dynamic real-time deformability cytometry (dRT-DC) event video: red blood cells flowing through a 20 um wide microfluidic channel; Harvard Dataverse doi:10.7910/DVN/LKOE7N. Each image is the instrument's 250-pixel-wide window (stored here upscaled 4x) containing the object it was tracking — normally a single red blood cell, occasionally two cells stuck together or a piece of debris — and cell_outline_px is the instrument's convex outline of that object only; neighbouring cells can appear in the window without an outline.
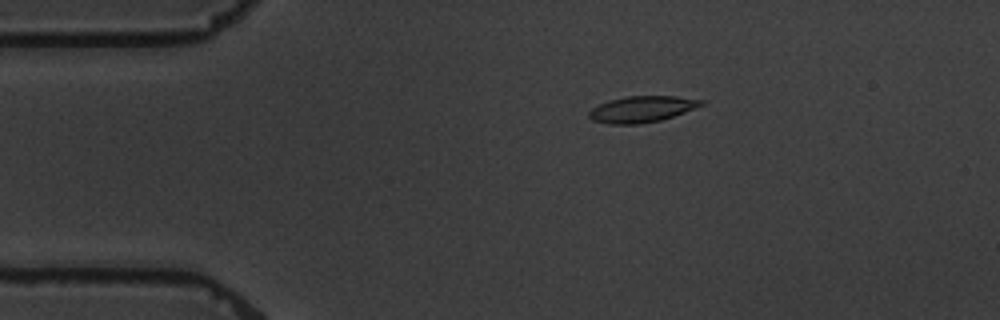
{"species": "common noctule bat (a hibernating species)", "species_latin": "Nyctalus noctula", "temperature_condition": "warm", "stored_images_in_passage": 2, "camera_frame_rate_fps": 3000, "um_per_image_px": 0.085, "animal": {"sex": "male", "body_mass_g": 19.5, "forearm_length_mm": 54.6}, "frame": {"image": 1, "passage_image": 1, "time_ms": 0.0, "image_size_px": [1000, 320], "cell_outline_px": [[704, 104], [684, 112], [660, 120], [636, 124], [608, 124], [592, 120], [588, 116], [588, 112], [592, 108], [608, 100], [628, 96], [676, 96], [704, 100]], "centroid_in_image_um": [54.52, 9.27], "position_along_channel_um": 30.5, "area_um2": 16.99}}